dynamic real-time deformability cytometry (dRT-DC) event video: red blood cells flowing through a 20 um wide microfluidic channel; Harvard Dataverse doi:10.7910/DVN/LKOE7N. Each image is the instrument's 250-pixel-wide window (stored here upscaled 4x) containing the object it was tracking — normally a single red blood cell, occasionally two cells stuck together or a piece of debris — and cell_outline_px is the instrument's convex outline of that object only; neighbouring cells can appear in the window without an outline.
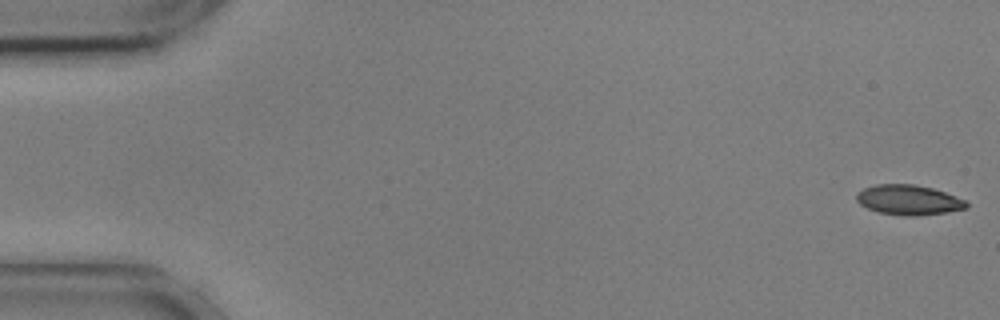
{"species": "common noctule bat (a hibernating species)", "species_latin": "Nyctalus noctula", "temperature_condition": "cold", "stored_images_in_passage": 17, "camera_frame_rate_fps": 3000, "um_per_image_px": 0.085, "animal": {"sex": "male", "body_mass_g": 17.9, "forearm_length_mm": 54.2}, "frame": {"image": 1, "passage_image": 1, "time_ms": 0.0, "image_size_px": [1000, 320], "cell_outline_px": [[968, 208], [948, 212], [916, 216], [908, 216], [876, 212], [860, 204], [856, 200], [856, 192], [864, 188], [876, 184], [912, 184], [932, 188], [944, 192], [964, 200], [968, 204]], "centroid_in_image_um": [77.2, 17.0], "position_along_channel_um": 7.8, "area_um2": 19.19}}
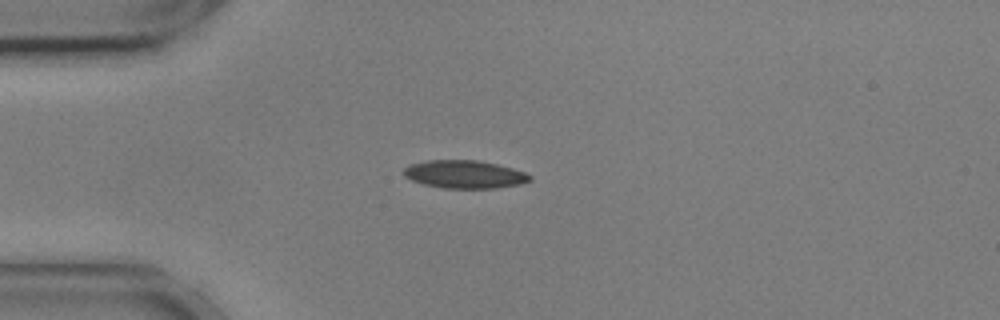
{"frame": {"image": 2, "passage_image": 14, "time_ms": 4.333, "image_size_px": [1000, 320], "cell_outline_px": [[532, 180], [520, 184], [496, 188], [444, 188], [424, 184], [412, 180], [404, 176], [400, 172], [408, 164], [428, 160], [476, 160], [496, 164], [512, 168], [524, 172], [532, 176]], "centroid_in_image_um": [39.45, 14.81], "position_along_channel_um": 45.5, "area_um2": 20.63}}